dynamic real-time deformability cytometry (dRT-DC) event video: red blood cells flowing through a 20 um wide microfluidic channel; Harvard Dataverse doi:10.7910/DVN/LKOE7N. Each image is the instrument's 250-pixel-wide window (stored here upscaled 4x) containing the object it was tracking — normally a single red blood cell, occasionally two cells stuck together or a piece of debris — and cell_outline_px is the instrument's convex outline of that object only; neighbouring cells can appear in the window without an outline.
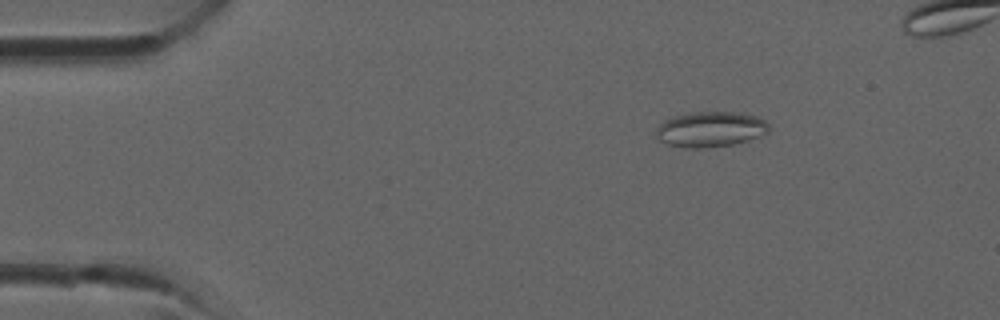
{"species": "common noctule bat (a hibernating species)", "species_latin": "Nyctalus noctula", "temperature_condition": "room temperature", "stored_images_in_passage": 38, "camera_frame_rate_fps": 3000, "um_per_image_px": 0.085, "animal": {"sex": "male", "forearm_length_mm": 52.5}, "frame": {"image": 1, "passage_image": 4, "time_ms": 1.0, "image_size_px": [1000, 320], "cell_outline_px": [[768, 132], [760, 136], [748, 140], [732, 144], [704, 148], [684, 148], [668, 144], [660, 140], [656, 136], [656, 128], [664, 120], [676, 116], [696, 112], [740, 112], [756, 116], [764, 120], [768, 124]], "centroid_in_image_um": [60.39, 10.99], "position_along_channel_um": 24.6, "area_um2": 23.12}}
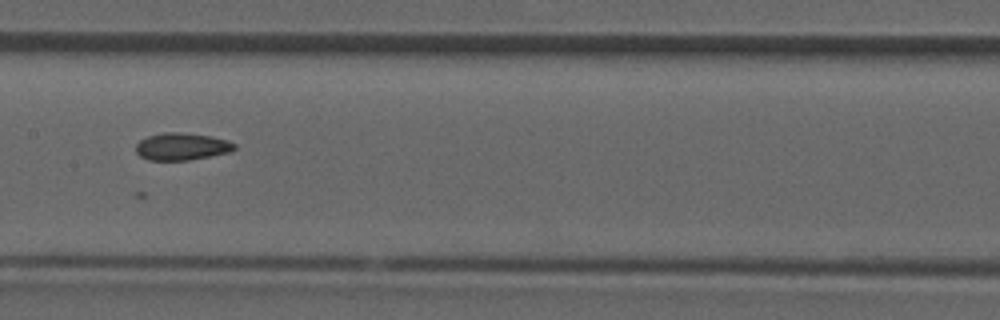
{"frame": {"image": 2, "passage_image": 17, "time_ms": 5.333, "image_size_px": [1000, 320], "cell_outline_px": [[236, 148], [232, 152], [188, 160], [148, 160], [140, 156], [136, 152], [136, 144], [140, 140], [148, 136], [164, 132], [180, 132], [208, 136], [228, 140], [236, 144]], "centroid_in_image_um": [15.46, 12.46], "position_along_channel_um": 191.9, "area_um2": 15.66}}